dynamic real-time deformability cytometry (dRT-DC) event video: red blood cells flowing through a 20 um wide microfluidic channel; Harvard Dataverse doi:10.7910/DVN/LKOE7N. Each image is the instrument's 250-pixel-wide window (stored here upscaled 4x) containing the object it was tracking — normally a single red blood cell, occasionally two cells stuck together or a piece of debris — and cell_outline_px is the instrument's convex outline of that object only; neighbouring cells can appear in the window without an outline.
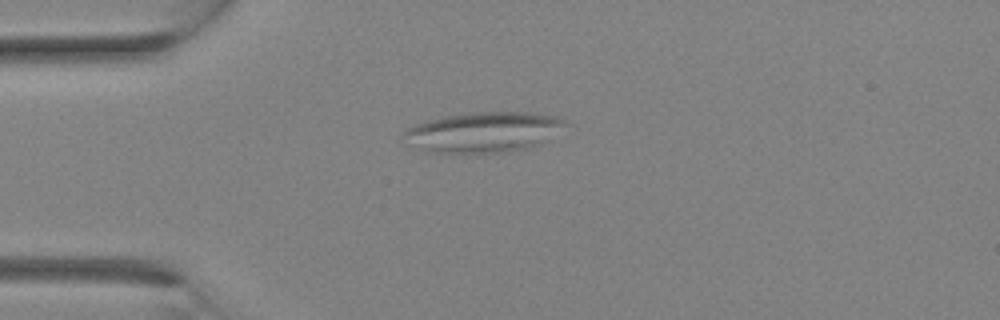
{"species": "Egyptian fruit bat (a non-hibernating species)", "species_latin": "Rousettus aegyptiacus", "temperature_condition": "room temperature", "stored_images_in_passage": 1, "camera_frame_rate_fps": 3000, "um_per_image_px": 0.085, "animal": {"sex": "female"}, "frame": {"image": 1, "passage_image": 1, "time_ms": 0.0, "image_size_px": [1000, 320], "cell_outline_px": [[572, 124], [540, 144], [528, 148], [504, 152], [476, 156], [428, 152], [420, 148], [404, 132], [408, 128], [416, 124], [428, 120], [444, 116], [468, 112], [532, 112], [556, 116]], "centroid_in_image_um": [41.22, 11.25], "position_along_channel_um": 43.8, "area_um2": 38.61}}